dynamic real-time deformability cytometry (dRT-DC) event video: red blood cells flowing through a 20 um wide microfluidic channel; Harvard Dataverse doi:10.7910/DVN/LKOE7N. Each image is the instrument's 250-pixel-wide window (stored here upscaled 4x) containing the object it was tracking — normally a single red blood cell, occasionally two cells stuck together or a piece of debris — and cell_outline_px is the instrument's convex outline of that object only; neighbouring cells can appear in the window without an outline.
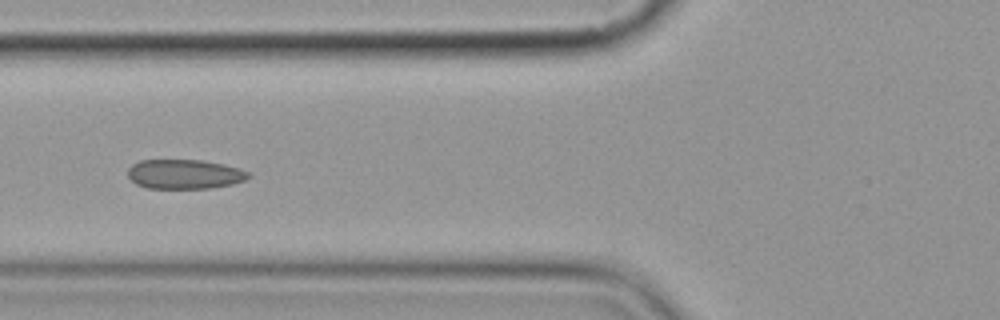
{"species": "common noctule bat (a hibernating species)", "species_latin": "Nyctalus noctula", "temperature_condition": "cold", "stored_images_in_passage": 6, "camera_frame_rate_fps": 3000, "um_per_image_px": 0.085, "animal": {"sex": "female", "body_mass_g": 19.9}, "frame": {"image": 1, "passage_image": 5, "time_ms": 5.333, "image_size_px": [1000, 320], "cell_outline_px": [[252, 176], [244, 180], [232, 184], [212, 188], [148, 188], [136, 184], [128, 176], [128, 168], [132, 164], [140, 160], [200, 160], [224, 164], [240, 168], [248, 172]], "centroid_in_image_um": [15.7, 14.8], "position_along_channel_um": 110.1, "area_um2": 20.75}}
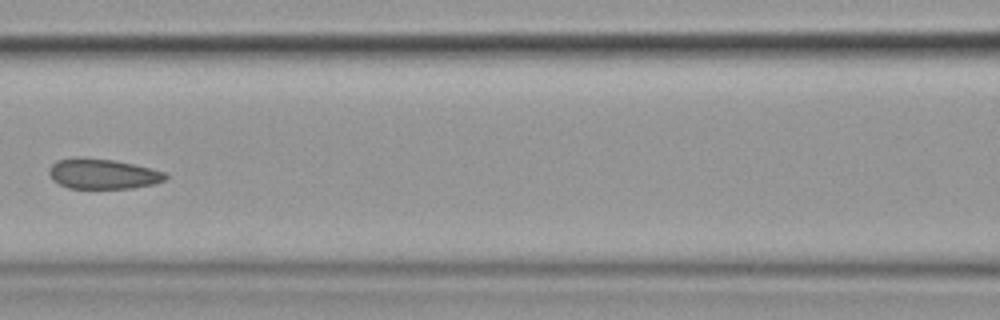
{"frame": {"image": 2, "passage_image": 6, "time_ms": 6.667, "image_size_px": [1000, 320], "cell_outline_px": [[168, 176], [164, 180], [152, 184], [132, 188], [68, 188], [52, 180], [48, 172], [48, 168], [56, 160], [76, 156], [80, 156], [112, 160], [132, 164], [164, 172]], "centroid_in_image_um": [8.65, 14.76], "position_along_channel_um": 157.9, "area_um2": 20.46}}